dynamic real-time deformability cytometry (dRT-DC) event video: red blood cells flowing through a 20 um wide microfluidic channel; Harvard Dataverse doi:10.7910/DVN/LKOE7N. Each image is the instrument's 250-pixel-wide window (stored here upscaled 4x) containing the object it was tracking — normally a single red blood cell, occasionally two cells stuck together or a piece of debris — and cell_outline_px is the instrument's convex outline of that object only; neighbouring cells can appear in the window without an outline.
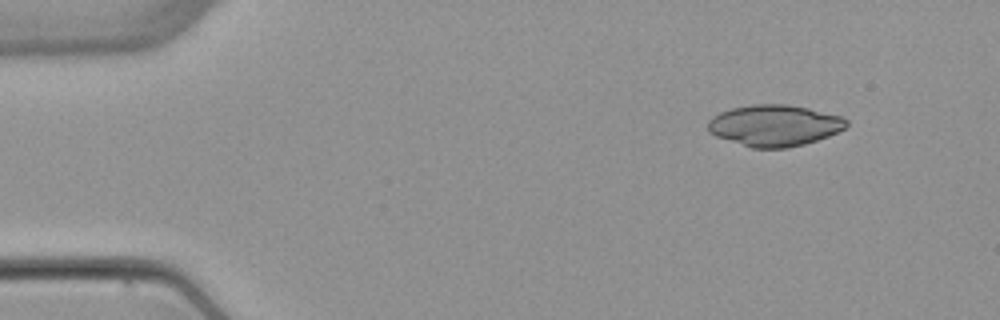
{"species": "common noctule bat (a hibernating species)", "species_latin": "Nyctalus noctula", "temperature_condition": "warm", "stored_images_in_passage": 4, "segment_of_instrument_passage": [2, 2], "camera_frame_rate_fps": 3000, "um_per_image_px": 0.085, "animal": {"sex": "female", "body_mass_g": 22.7, "forearm_length_mm": 54.2}, "frame": {"image": 1, "passage_image": 4, "time_ms": 5.333, "image_size_px": [1000, 320], "cell_outline_px": [[848, 124], [844, 128], [828, 136], [804, 144], [788, 148], [752, 148], [716, 136], [708, 132], [708, 120], [712, 116], [720, 112], [732, 108], [752, 104], [788, 104], [808, 108], [840, 116], [848, 120]], "centroid_in_image_um": [65.8, 10.66], "position_along_channel_um": 19.2, "area_um2": 33.29}}